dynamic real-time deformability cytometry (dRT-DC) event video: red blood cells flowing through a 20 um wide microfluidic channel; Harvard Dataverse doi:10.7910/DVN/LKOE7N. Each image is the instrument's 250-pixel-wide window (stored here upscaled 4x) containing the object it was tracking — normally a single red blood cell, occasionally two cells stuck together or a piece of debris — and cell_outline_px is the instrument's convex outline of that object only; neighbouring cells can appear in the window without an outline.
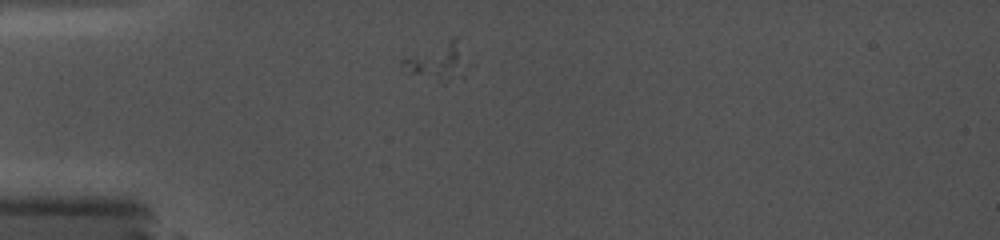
{"species": "common noctule bat (a hibernating species)", "species_latin": "Nyctalus noctula", "temperature_condition": "cold", "stored_images_in_passage": 29, "camera_frame_rate_fps": 5000, "um_per_image_px": 0.085, "animal": {"sex": "female", "body_mass_g": 19.0, "forearm_length_mm": 56.7}, "frame": {"image": 1, "passage_image": 1, "time_ms": 0.0, "image_size_px": [1000, 240], "cell_outline_px": [[472, 64], [464, 80], [444, 84], [408, 72], [400, 64], [400, 60], [408, 56], [456, 36], [460, 36]], "centroid_in_image_um": [37.44, 5.26], "position_along_channel_um": 47.6, "area_um2": 15.55}}
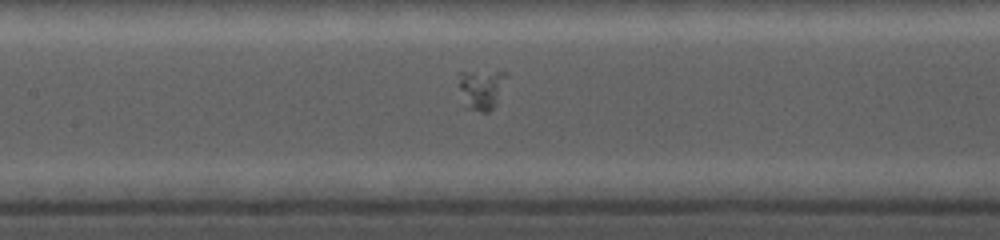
{"frame": {"image": 2, "passage_image": 12, "time_ms": 3.8, "image_size_px": [1000, 240], "cell_outline_px": [[508, 76], [492, 108], [488, 112], [480, 112], [464, 108], [456, 72], [508, 72]], "centroid_in_image_um": [40.86, 7.58], "position_along_channel_um": 166.5, "area_um2": 11.16}}
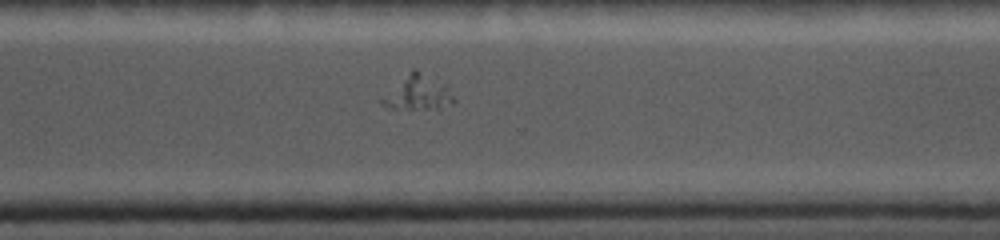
{"frame": {"image": 3, "passage_image": 26, "time_ms": 8.4, "image_size_px": [1000, 240], "cell_outline_px": [[456, 100], [452, 104], [440, 108], [392, 108], [380, 104], [380, 100], [412, 68], [416, 68], [448, 80]], "centroid_in_image_um": [35.67, 7.81], "position_along_channel_um": 334.9, "area_um2": 15.09}}